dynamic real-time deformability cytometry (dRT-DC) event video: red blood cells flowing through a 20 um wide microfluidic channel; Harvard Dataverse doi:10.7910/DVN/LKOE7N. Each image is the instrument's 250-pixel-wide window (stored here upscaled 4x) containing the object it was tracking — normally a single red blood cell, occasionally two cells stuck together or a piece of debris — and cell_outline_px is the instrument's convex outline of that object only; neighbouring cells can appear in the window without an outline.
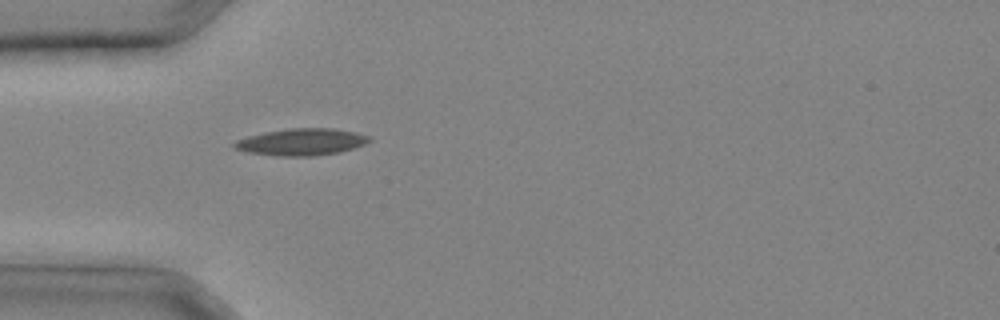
{"species": "common noctule bat (a hibernating species)", "species_latin": "Nyctalus noctula", "temperature_condition": "cold", "stored_images_in_passage": 21, "camera_frame_rate_fps": 3000, "um_per_image_px": 0.085, "animal": {"sex": "male", "body_mass_g": 20.4}, "frame": {"image": 1, "passage_image": 1, "time_ms": 0.0, "image_size_px": [1000, 320], "cell_outline_px": [[372, 140], [364, 144], [340, 152], [312, 156], [276, 156], [244, 152], [232, 148], [232, 144], [236, 140], [248, 136], [264, 132], [288, 128], [332, 128], [356, 132], [368, 136]], "centroid_in_image_um": [25.57, 12.07], "position_along_channel_um": 59.4, "area_um2": 21.27}}
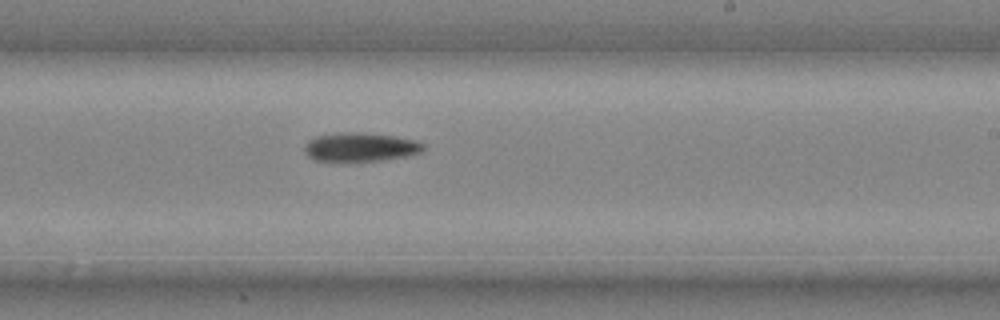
{"frame": {"image": 2, "passage_image": 11, "time_ms": 3.333, "image_size_px": [1000, 320], "cell_outline_px": [[424, 148], [420, 152], [404, 156], [384, 160], [348, 164], [312, 160], [304, 152], [304, 148], [308, 140], [316, 136], [340, 132], [356, 132], [396, 136], [416, 140], [424, 144]], "centroid_in_image_um": [30.56, 12.54], "position_along_channel_um": 258.4, "area_um2": 20.75}}
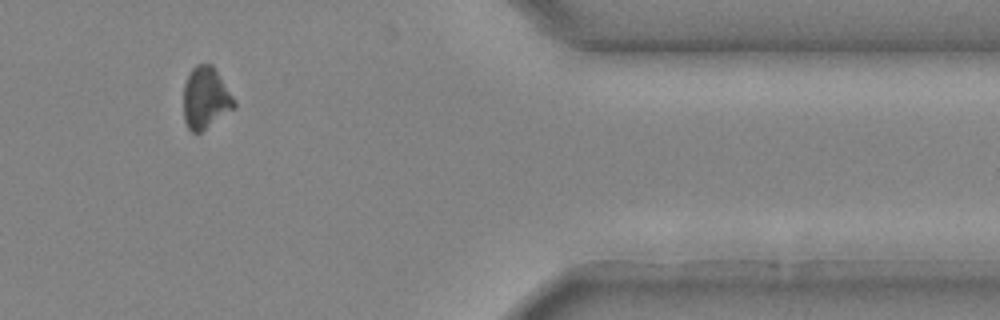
{"frame": {"image": 3, "passage_image": 19, "time_ms": 6.0, "image_size_px": [1000, 320], "cell_outline_px": [[236, 108], [200, 132], [192, 132], [188, 128], [184, 120], [184, 84], [192, 68], [196, 64], [212, 64], [232, 96], [236, 104]], "centroid_in_image_um": [17.47, 8.34], "position_along_channel_um": 393.9, "area_um2": 18.03}}